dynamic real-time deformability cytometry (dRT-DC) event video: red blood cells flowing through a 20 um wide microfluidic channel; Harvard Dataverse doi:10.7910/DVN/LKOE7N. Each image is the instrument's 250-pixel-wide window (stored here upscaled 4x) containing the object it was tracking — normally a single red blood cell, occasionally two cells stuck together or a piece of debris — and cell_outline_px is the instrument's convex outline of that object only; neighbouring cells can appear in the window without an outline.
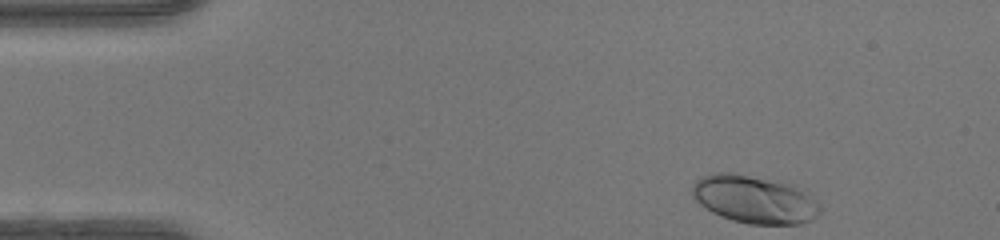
{"species": "human", "species_latin": "Homo sapiens", "temperature_condition": "warm", "stored_images_in_passage": 43, "camera_frame_rate_fps": 3000, "um_per_image_px": 0.085, "donor": {"sex": "female"}, "frame": {"image": 1, "passage_image": 1, "time_ms": 0.0, "image_size_px": [1000, 240], "cell_outline_px": [[820, 212], [812, 220], [800, 224], [748, 224], [732, 220], [720, 216], [712, 212], [700, 204], [692, 196], [692, 184], [696, 180], [712, 172], [728, 172], [796, 184], [820, 204]], "centroid_in_image_um": [64.13, 16.94], "position_along_channel_um": 20.9, "area_um2": 35.84}}
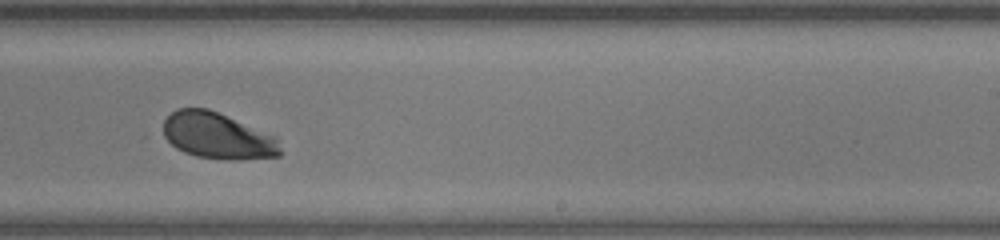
{"frame": {"image": 2, "passage_image": 25, "time_ms": 8.0, "image_size_px": [1000, 240], "cell_outline_px": [[280, 156], [240, 160], [228, 160], [196, 156], [184, 152], [176, 148], [160, 136], [164, 120], [176, 108], [208, 108], [276, 136], [280, 148]], "centroid_in_image_um": [18.44, 11.55], "position_along_channel_um": 270.6, "area_um2": 31.91}}
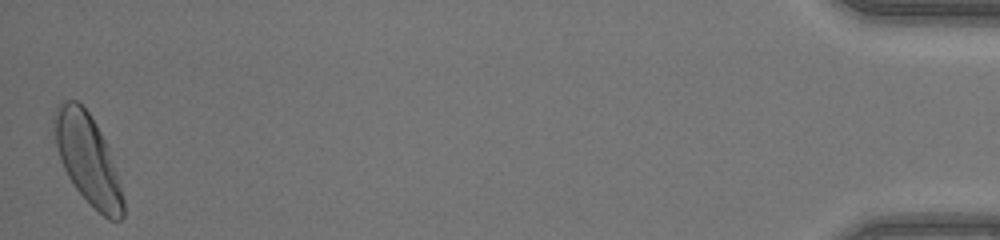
{"frame": {"image": 3, "passage_image": 43, "time_ms": 14.0, "image_size_px": [1000, 240], "cell_outline_px": [[124, 216], [120, 220], [108, 220], [72, 184], [60, 160], [56, 144], [52, 120], [52, 116], [60, 100], [76, 100], [88, 112], [96, 124], [108, 148], [124, 196]], "centroid_in_image_um": [7.44, 13.5], "position_along_channel_um": 427.8, "area_um2": 35.55}, "authors_computed_cell_mechanics": {"area_um2": 32.5992, "velocity_mm_per_s": 4.2519, "shape_relaxation_time_tau1_ms": 2.3178, "shape_relaxation_time_tau2_ms": null, "deformation_change_tau1": 0.1539, "deformation_change_tau2": null}}